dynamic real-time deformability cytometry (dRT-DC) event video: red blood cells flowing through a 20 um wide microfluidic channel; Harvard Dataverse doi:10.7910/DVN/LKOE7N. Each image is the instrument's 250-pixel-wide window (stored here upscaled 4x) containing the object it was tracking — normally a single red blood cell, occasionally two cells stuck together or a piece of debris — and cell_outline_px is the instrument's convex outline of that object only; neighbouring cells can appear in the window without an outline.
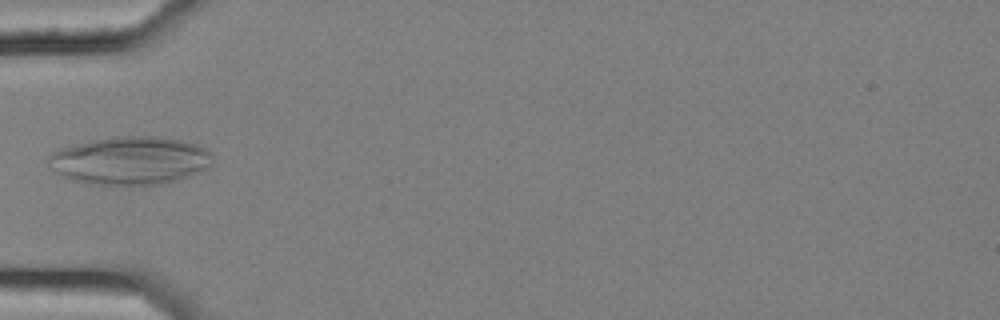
{"species": "common noctule bat (a hibernating species)", "species_latin": "Nyctalus noctula", "temperature_condition": "cold", "stored_images_in_passage": 11, "camera_frame_rate_fps": 3000, "um_per_image_px": 0.085, "animal": {"sex": "female", "body_mass_g": 25.1}, "frame": {"image": 1, "passage_image": 5, "time_ms": 1.333, "image_size_px": [1000, 320], "cell_outline_px": [[212, 164], [208, 168], [200, 172], [164, 184], [128, 188], [92, 184], [72, 180], [56, 172], [44, 160], [52, 152], [60, 148], [88, 140], [116, 136], [156, 136], [180, 140], [196, 144], [212, 152]], "centroid_in_image_um": [11.04, 13.68], "position_along_channel_um": 74.0, "area_um2": 47.22}}
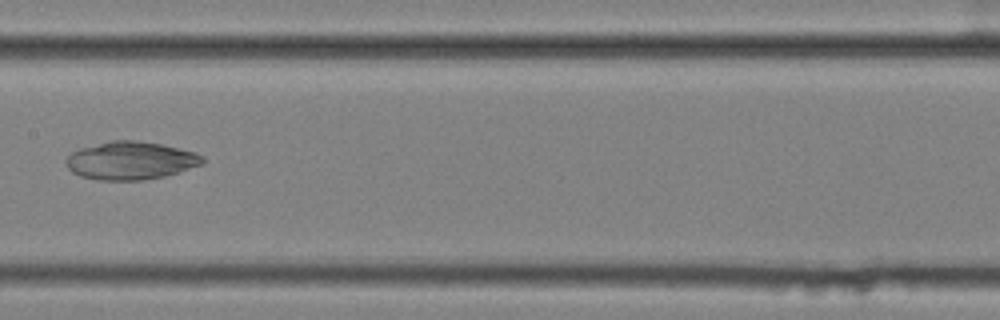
{"frame": {"image": 2, "passage_image": 8, "time_ms": 2.333, "image_size_px": [1000, 320], "cell_outline_px": [[204, 164], [164, 176], [144, 180], [96, 180], [80, 176], [72, 172], [64, 164], [64, 160], [72, 152], [80, 148], [112, 140], [136, 140], [160, 144], [196, 152], [204, 156]], "centroid_in_image_um": [11.09, 13.65], "position_along_channel_um": 196.3, "area_um2": 30.35}}
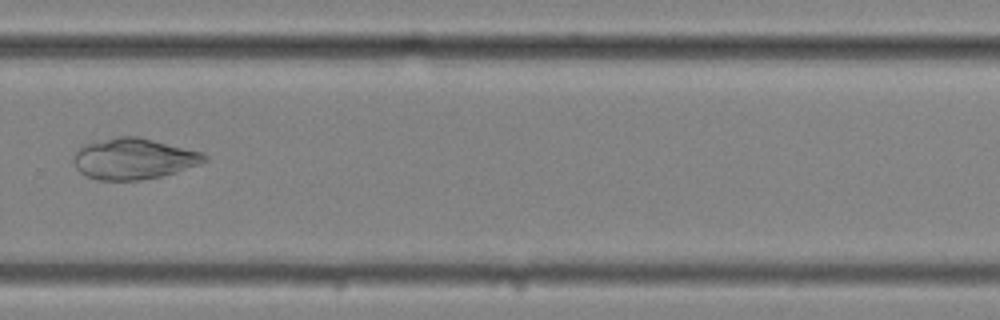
{"frame": {"image": 3, "passage_image": 11, "time_ms": 3.333, "image_size_px": [1000, 320], "cell_outline_px": [[208, 160], [200, 164], [176, 172], [160, 176], [140, 180], [96, 180], [80, 172], [76, 168], [72, 160], [72, 156], [76, 148], [80, 144], [120, 136], [136, 136], [204, 152], [208, 156]], "centroid_in_image_um": [11.32, 13.48], "position_along_channel_um": 318.5, "area_um2": 31.56}}